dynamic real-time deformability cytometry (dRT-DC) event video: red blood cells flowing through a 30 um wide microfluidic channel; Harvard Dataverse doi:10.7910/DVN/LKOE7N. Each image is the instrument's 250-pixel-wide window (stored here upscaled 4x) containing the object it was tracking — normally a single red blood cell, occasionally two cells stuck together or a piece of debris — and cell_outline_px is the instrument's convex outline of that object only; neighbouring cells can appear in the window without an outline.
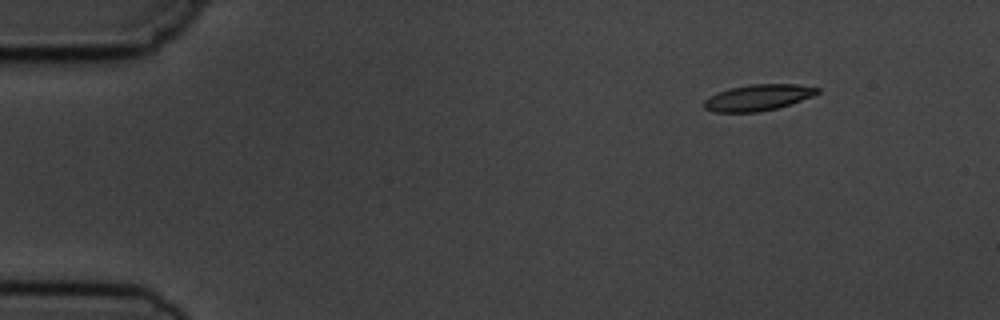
{"species": "common noctule bat (a hibernating species)", "species_latin": "Nyctalus noctula", "temperature_condition": "cold", "stored_images_in_passage": 4, "camera_frame_rate_fps": 3000, "um_per_image_px": 0.085, "animal": {"sex": "male", "body_mass_g": 19.5, "forearm_length_mm": 54.6}, "frame": {"image": 1, "passage_image": 2, "time_ms": 1.0, "image_size_px": [1000, 320], "cell_outline_px": [[820, 92], [812, 96], [776, 108], [756, 112], [712, 112], [704, 108], [704, 100], [708, 96], [732, 88], [748, 84], [796, 84], [820, 88]], "centroid_in_image_um": [64.41, 8.29], "position_along_channel_um": 20.6, "area_um2": 17.05}}
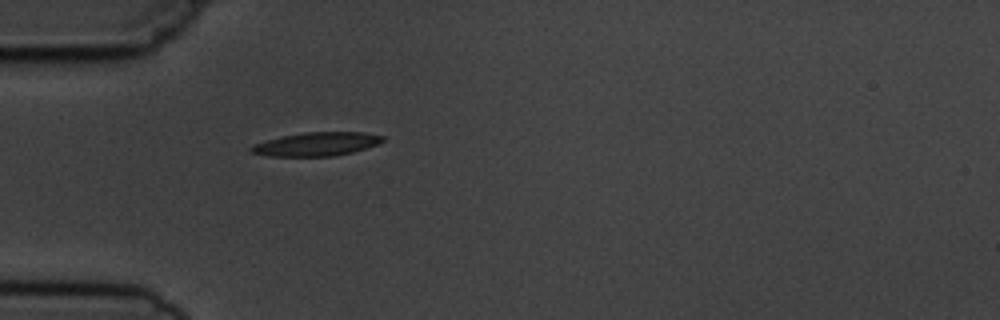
{"frame": {"image": 2, "passage_image": 4, "time_ms": 4.333, "image_size_px": [1000, 320], "cell_outline_px": [[384, 140], [380, 144], [352, 152], [332, 156], [268, 156], [248, 152], [248, 148], [252, 144], [284, 136], [304, 132], [364, 132], [384, 136]], "centroid_in_image_um": [26.9, 12.25], "position_along_channel_um": 58.1, "area_um2": 18.15}}